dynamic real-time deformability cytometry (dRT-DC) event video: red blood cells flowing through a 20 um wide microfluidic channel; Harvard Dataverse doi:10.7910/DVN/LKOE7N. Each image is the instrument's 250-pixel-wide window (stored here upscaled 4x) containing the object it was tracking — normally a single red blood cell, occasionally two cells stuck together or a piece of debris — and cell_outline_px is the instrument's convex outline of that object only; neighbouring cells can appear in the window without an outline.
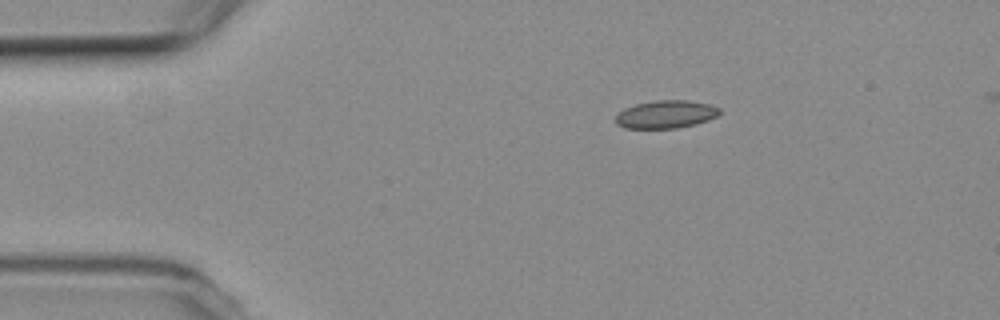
{"species": "common noctule bat (a hibernating species)", "species_latin": "Nyctalus noctula", "temperature_condition": "room temperature", "stored_images_in_passage": 2, "camera_frame_rate_fps": 3000, "um_per_image_px": 0.085, "animal": {"sex": "female", "body_mass_g": 19.3, "forearm_length_mm": 54.1}, "frame": {"image": 1, "passage_image": 1, "time_ms": 0.0, "image_size_px": [1000, 320], "cell_outline_px": [[720, 112], [716, 116], [708, 120], [696, 124], [676, 128], [624, 128], [616, 124], [616, 116], [624, 108], [636, 104], [656, 100], [688, 100], [708, 104], [720, 108]], "centroid_in_image_um": [56.59, 9.72], "position_along_channel_um": 28.4, "area_um2": 16.82}}